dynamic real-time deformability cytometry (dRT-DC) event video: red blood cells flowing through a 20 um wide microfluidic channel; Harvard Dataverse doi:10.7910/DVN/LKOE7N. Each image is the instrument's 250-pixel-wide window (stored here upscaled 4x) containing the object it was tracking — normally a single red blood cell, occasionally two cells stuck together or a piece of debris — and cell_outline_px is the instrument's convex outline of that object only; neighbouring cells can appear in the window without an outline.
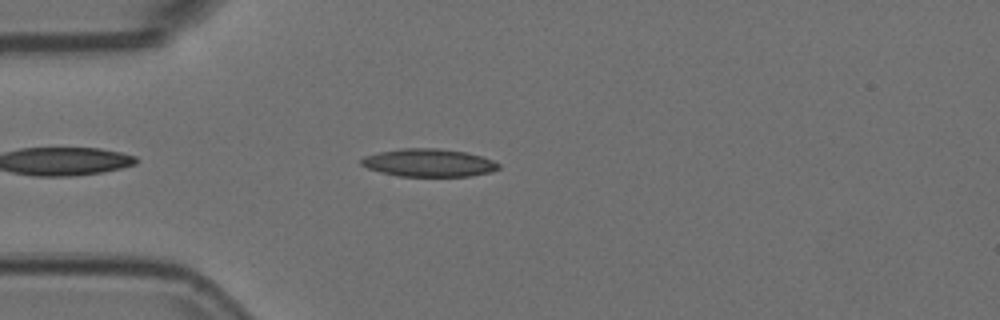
{"species": "Egyptian fruit bat (a non-hibernating species)", "species_latin": "Rousettus aegyptiacus", "temperature_condition": "room temperature", "stored_images_in_passage": 4, "camera_frame_rate_fps": 3000, "um_per_image_px": 0.085, "animal": {"sex": "female"}, "frame": {"image": 1, "passage_image": 4, "time_ms": 1.0, "image_size_px": [1000, 320], "cell_outline_px": [[500, 168], [492, 172], [468, 176], [396, 176], [380, 172], [368, 168], [360, 164], [360, 160], [364, 156], [380, 152], [400, 148], [436, 148], [468, 152], [492, 160], [500, 164]], "centroid_in_image_um": [36.44, 13.83], "position_along_channel_um": 48.6, "area_um2": 22.37}}